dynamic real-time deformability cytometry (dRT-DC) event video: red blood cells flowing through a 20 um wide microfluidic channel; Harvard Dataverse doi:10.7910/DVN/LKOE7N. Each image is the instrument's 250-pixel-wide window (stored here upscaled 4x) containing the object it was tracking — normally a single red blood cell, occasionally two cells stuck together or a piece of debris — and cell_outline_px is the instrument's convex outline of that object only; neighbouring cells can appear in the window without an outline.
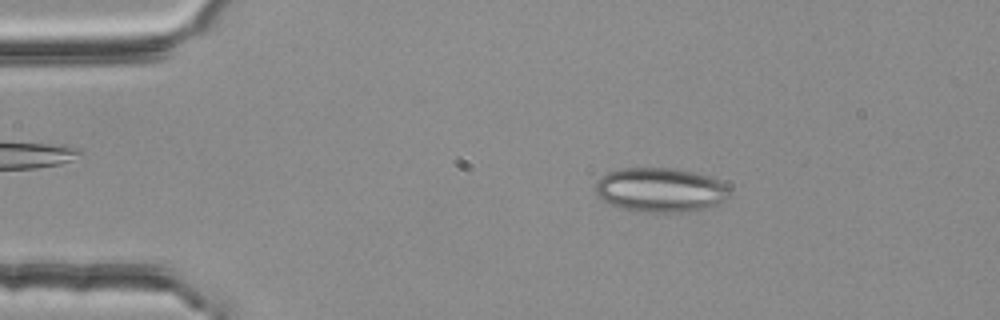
{"species": "common noctule bat (a hibernating species)", "species_latin": "Nyctalus noctula", "temperature_condition": "room temperature", "stored_images_in_passage": 53, "camera_frame_rate_fps": 3000, "um_per_image_px": 0.085, "animal": {"sex": "female", "body_mass_g": 25.1}, "frame": {"image": 1, "passage_image": 9, "time_ms": 2.667, "image_size_px": [1000, 320], "cell_outline_px": [[728, 196], [724, 200], [716, 204], [704, 208], [684, 212], [644, 212], [620, 208], [608, 204], [596, 192], [596, 180], [600, 176], [608, 172], [620, 168], [676, 168], [708, 176], [724, 184], [728, 188]], "centroid_in_image_um": [56.08, 16.14], "position_along_channel_um": 28.9, "area_um2": 34.45}}
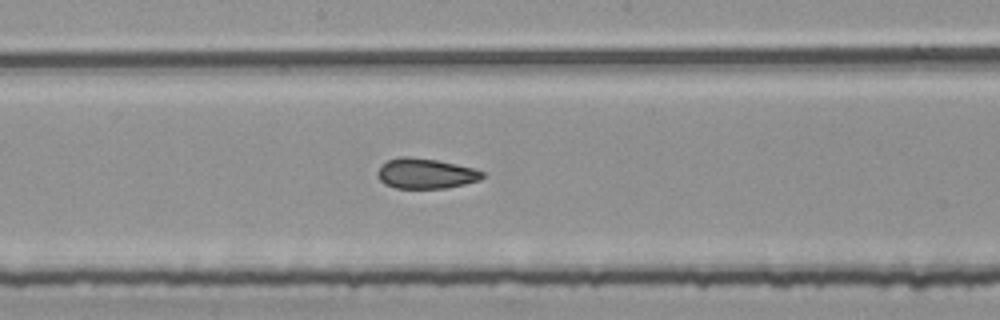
{"frame": {"image": 2, "passage_image": 28, "time_ms": 9.0, "image_size_px": [1000, 320], "cell_outline_px": [[484, 176], [480, 180], [464, 184], [444, 188], [396, 188], [384, 184], [380, 180], [376, 172], [380, 164], [388, 160], [400, 156], [408, 156], [436, 160], [456, 164], [472, 168], [484, 172]], "centroid_in_image_um": [36.14, 14.74], "position_along_channel_um": 212.1, "area_um2": 18.5}}
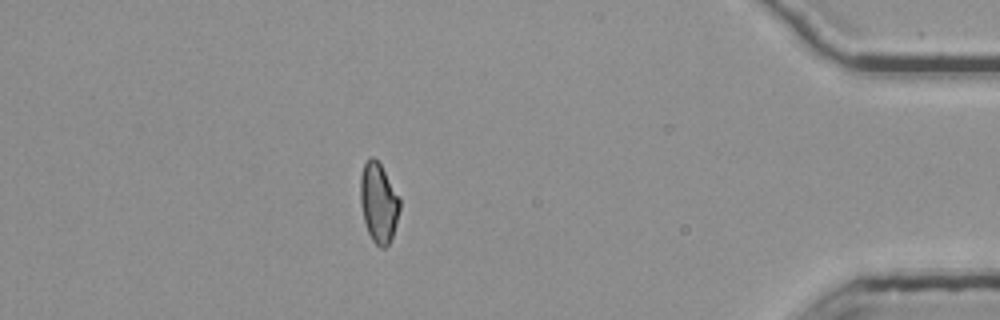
{"frame": {"image": 3, "passage_image": 47, "time_ms": 15.333, "image_size_px": [1000, 320], "cell_outline_px": [[400, 208], [396, 224], [392, 236], [388, 244], [384, 248], [380, 248], [372, 240], [368, 232], [364, 220], [360, 204], [360, 176], [364, 164], [368, 156], [372, 156], [380, 164], [400, 200]], "centroid_in_image_um": [32.16, 17.23], "position_along_channel_um": 403.0, "area_um2": 18.09}, "authors_computed_cell_mechanics": {"area_um2": 18.7272, "velocity_mm_per_s": 3.7863, "shape_relaxation_time_tau1_ms": 11.1393, "shape_relaxation_time_tau2_ms": 2.4309, "deformation_change_tau1": 0.158, "deformation_change_tau2": 0.0941}}